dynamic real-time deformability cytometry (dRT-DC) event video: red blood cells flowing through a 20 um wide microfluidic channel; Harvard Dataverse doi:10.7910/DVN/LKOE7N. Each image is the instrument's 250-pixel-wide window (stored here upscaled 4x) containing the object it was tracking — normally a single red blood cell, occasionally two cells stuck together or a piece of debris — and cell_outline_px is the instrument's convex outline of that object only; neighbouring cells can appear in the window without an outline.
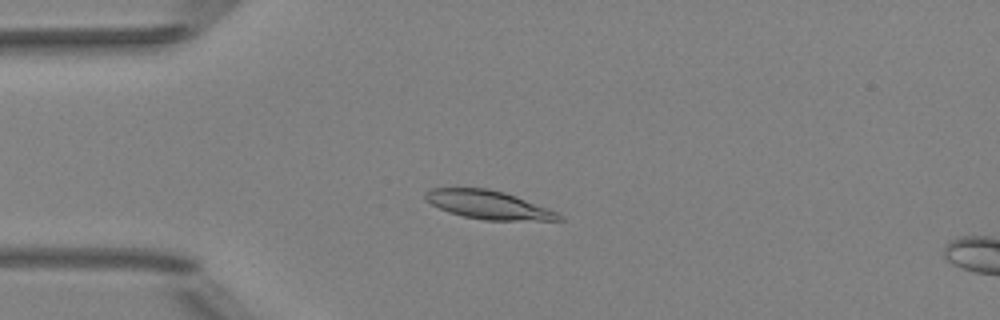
{"species": "Egyptian fruit bat (a non-hibernating species)", "species_latin": "Rousettus aegyptiacus", "temperature_condition": "room temperature", "stored_images_in_passage": 51, "camera_frame_rate_fps": 3000, "um_per_image_px": 0.085, "animal": {"sex": "female"}, "frame": {"image": 1, "passage_image": 13, "time_ms": 4.0, "image_size_px": [1000, 320], "cell_outline_px": [[564, 220], [484, 220], [464, 216], [440, 208], [424, 200], [424, 192], [432, 188], [488, 188], [504, 192], [516, 196], [560, 212], [564, 216]], "centroid_in_image_um": [41.56, 17.4], "position_along_channel_um": 43.4, "area_um2": 22.14}}
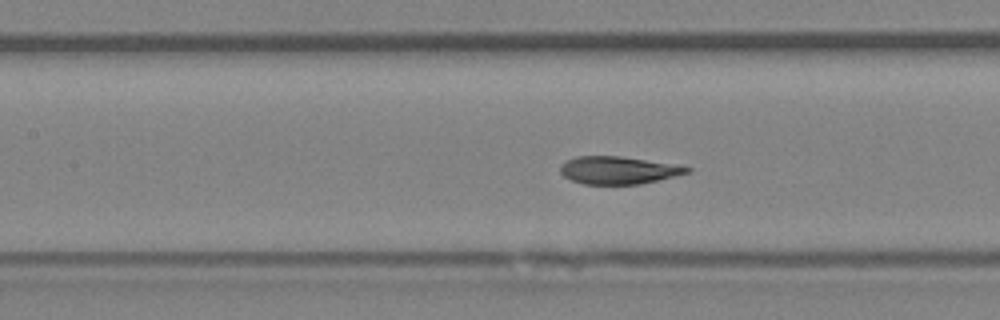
{"frame": {"image": 2, "passage_image": 23, "time_ms": 7.333, "image_size_px": [1000, 320], "cell_outline_px": [[692, 172], [640, 184], [584, 184], [572, 180], [564, 176], [560, 172], [560, 164], [576, 156], [620, 156], [692, 168]], "centroid_in_image_um": [52.51, 14.47], "position_along_channel_um": 154.9, "area_um2": 20.06}}
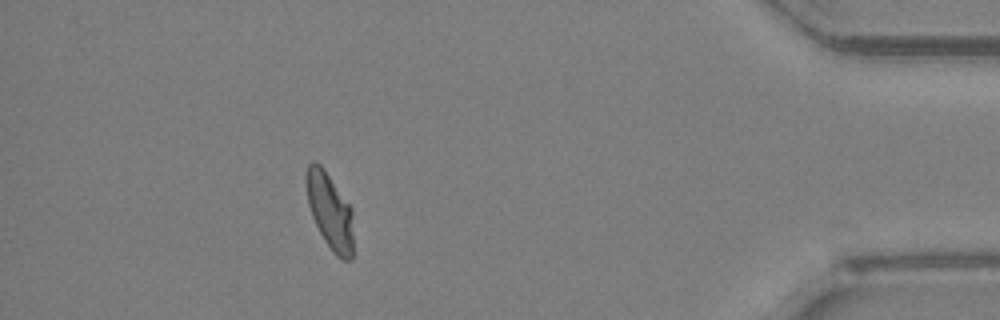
{"frame": {"image": 3, "passage_image": 46, "time_ms": 15.0, "image_size_px": [1000, 320], "cell_outline_px": [[352, 260], [344, 260], [336, 256], [332, 252], [324, 240], [312, 216], [308, 204], [304, 180], [308, 164], [312, 160], [316, 160], [324, 168], [352, 208]], "centroid_in_image_um": [28.01, 17.9], "position_along_channel_um": 407.2, "area_um2": 21.1}, "authors_computed_cell_mechanics": {"area_um2": 21.4438, "velocity_mm_per_s": 3.9757, "shape_relaxation_time_tau1_ms": 4.7392, "shape_relaxation_time_tau2_ms": 0.6194, "deformation_change_tau1": 0.1499, "deformation_change_tau2": 0.0519}}